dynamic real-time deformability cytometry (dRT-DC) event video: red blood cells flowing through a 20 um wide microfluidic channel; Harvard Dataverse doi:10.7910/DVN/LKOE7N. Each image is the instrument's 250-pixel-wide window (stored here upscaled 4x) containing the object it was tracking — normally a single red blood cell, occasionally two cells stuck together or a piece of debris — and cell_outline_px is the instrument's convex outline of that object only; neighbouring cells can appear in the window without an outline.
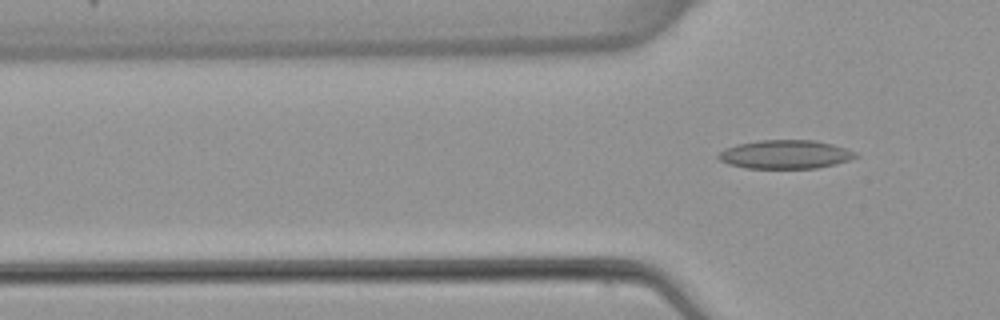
{"species": "common noctule bat (a hibernating species)", "species_latin": "Nyctalus noctula", "temperature_condition": "warm", "stored_images_in_passage": 6, "camera_frame_rate_fps": 3000, "um_per_image_px": 0.085, "animal": {"sex": "female", "body_mass_g": 22.7, "forearm_length_mm": 54.2}, "frame": {"image": 1, "passage_image": 6, "time_ms": 6.667, "image_size_px": [1000, 320], "cell_outline_px": [[860, 156], [836, 164], [816, 168], [748, 168], [728, 164], [720, 160], [716, 156], [724, 148], [736, 144], [760, 140], [816, 140], [832, 144], [856, 152]], "centroid_in_image_um": [66.74, 13.12], "position_along_channel_um": 59.1, "area_um2": 22.95}}